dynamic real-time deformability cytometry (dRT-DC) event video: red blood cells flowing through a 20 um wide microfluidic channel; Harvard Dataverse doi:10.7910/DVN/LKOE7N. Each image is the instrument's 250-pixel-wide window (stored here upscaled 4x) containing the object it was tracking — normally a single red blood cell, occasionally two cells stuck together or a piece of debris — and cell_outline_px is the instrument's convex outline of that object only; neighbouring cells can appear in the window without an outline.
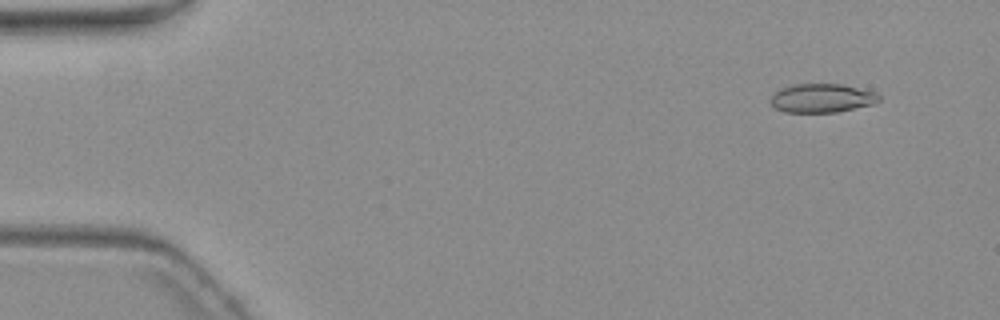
{"species": "common noctule bat (a hibernating species)", "species_latin": "Nyctalus noctula", "temperature_condition": "warm", "stored_images_in_passage": 5, "camera_frame_rate_fps": 3000, "um_per_image_px": 0.085, "animal": {"sex": "female", "body_mass_g": 19.3, "forearm_length_mm": 54.1}, "frame": {"image": 1, "passage_image": 1, "time_ms": 0.0, "image_size_px": [1000, 320], "cell_outline_px": [[880, 100], [872, 104], [836, 112], [784, 112], [776, 108], [772, 104], [772, 96], [780, 88], [792, 84], [840, 84], [876, 92], [880, 96]], "centroid_in_image_um": [69.86, 8.33], "position_along_channel_um": 15.1, "area_um2": 17.98}}